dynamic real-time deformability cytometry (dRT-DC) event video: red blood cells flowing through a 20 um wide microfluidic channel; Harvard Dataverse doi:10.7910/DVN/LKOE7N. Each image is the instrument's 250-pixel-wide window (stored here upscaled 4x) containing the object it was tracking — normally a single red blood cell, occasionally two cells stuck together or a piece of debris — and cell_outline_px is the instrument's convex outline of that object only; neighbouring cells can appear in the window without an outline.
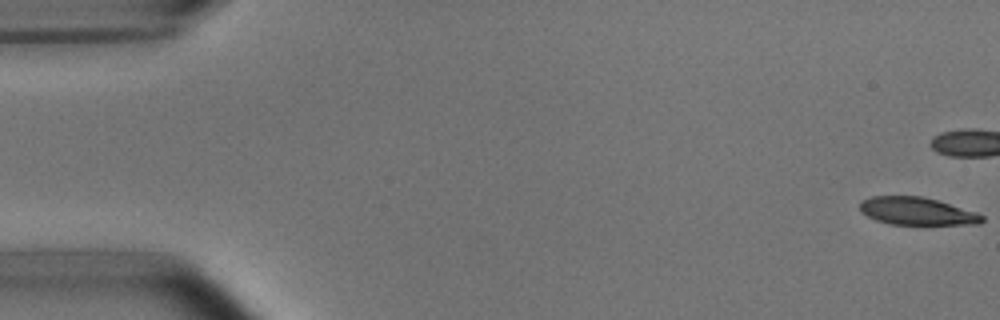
{"species": "common noctule bat (a hibernating species)", "species_latin": "Nyctalus noctula", "temperature_condition": "room temperature", "stored_images_in_passage": 14, "camera_frame_rate_fps": 3000, "um_per_image_px": 0.085, "animal": {"sex": "male", "body_mass_g": 15.6}, "frame": {"image": 1, "passage_image": 1, "time_ms": 0.0, "image_size_px": [1000, 320], "cell_outline_px": [[984, 220], [980, 224], [892, 224], [876, 220], [860, 212], [860, 200], [872, 196], [924, 196], [976, 212], [984, 216]], "centroid_in_image_um": [77.92, 17.94], "position_along_channel_um": 7.1, "area_um2": 19.65}}